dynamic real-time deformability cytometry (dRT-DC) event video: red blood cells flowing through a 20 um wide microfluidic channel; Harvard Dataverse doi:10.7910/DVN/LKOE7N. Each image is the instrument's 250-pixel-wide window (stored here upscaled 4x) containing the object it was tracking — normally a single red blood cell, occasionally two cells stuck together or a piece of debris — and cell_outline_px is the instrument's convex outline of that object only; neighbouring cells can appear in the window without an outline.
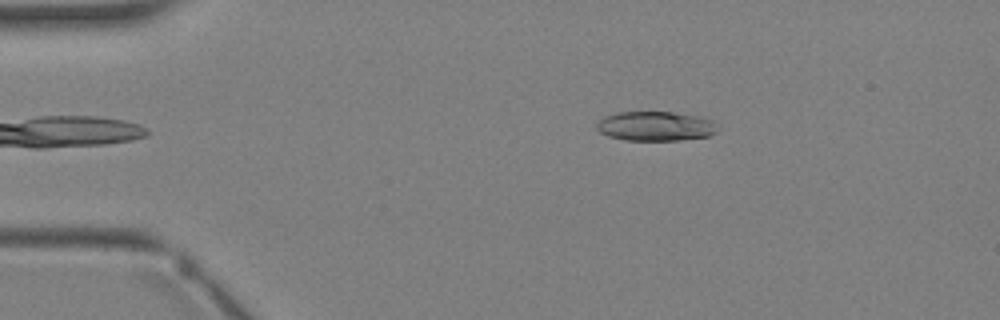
{"species": "Egyptian fruit bat (a non-hibernating species)", "species_latin": "Rousettus aegyptiacus", "temperature_condition": "warm", "stored_images_in_passage": 3, "camera_frame_rate_fps": 3000, "um_per_image_px": 0.085, "animal": {"sex": "female"}, "frame": {"image": 1, "passage_image": 3, "time_ms": 2.667, "image_size_px": [1000, 320], "cell_outline_px": [[720, 128], [716, 132], [708, 136], [676, 140], [624, 140], [608, 136], [600, 132], [596, 128], [596, 124], [604, 116], [616, 112], [672, 112], [700, 116], [712, 120]], "centroid_in_image_um": [55.72, 10.72], "position_along_channel_um": 29.3, "area_um2": 20.87}}